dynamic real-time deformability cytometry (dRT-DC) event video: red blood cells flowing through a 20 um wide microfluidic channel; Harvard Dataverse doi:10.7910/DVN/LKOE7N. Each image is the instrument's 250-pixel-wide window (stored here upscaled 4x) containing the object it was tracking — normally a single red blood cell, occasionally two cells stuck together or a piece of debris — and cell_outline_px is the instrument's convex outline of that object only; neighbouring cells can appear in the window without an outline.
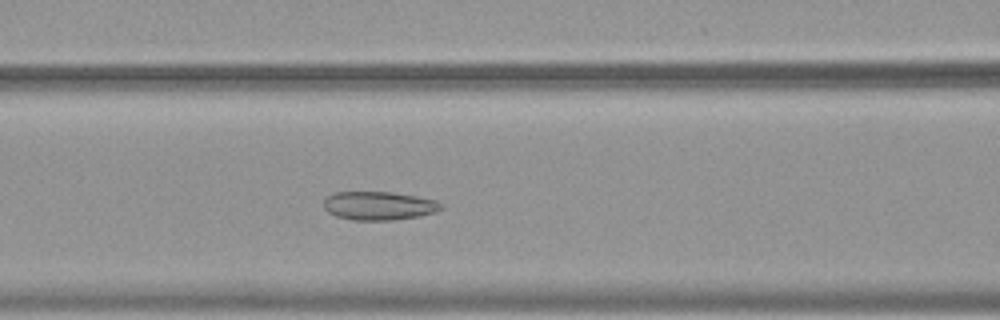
{"species": "common noctule bat (a hibernating species)", "species_latin": "Nyctalus noctula", "temperature_condition": "warm", "stored_images_in_passage": 51, "camera_frame_rate_fps": 3000, "um_per_image_px": 0.085, "animal": {"sex": "female", "body_mass_g": 19.9}, "frame": {"image": 1, "passage_image": 20, "time_ms": 6.333, "image_size_px": [1000, 320], "cell_outline_px": [[444, 208], [436, 212], [420, 216], [392, 220], [352, 220], [336, 216], [328, 212], [324, 208], [324, 200], [332, 192], [392, 192], [416, 196], [436, 200], [444, 204]], "centroid_in_image_um": [32.23, 17.49], "position_along_channel_um": 134.4, "area_um2": 19.71}}
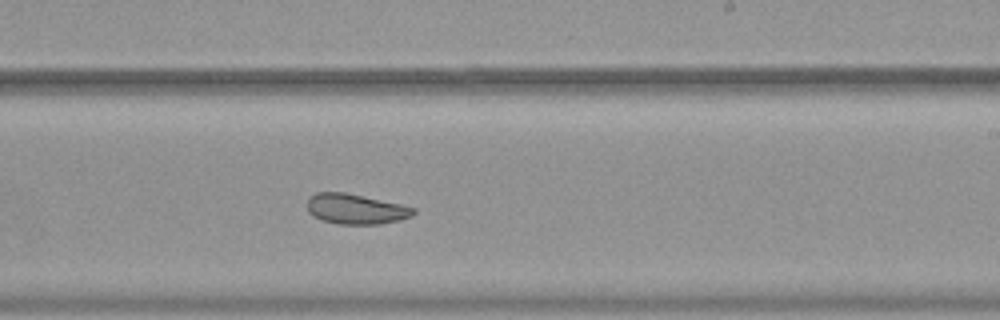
{"frame": {"image": 2, "passage_image": 30, "time_ms": 9.667, "image_size_px": [1000, 320], "cell_outline_px": [[416, 212], [412, 216], [400, 220], [380, 224], [336, 224], [320, 220], [312, 216], [308, 212], [308, 196], [316, 192], [344, 192], [400, 204], [416, 208]], "centroid_in_image_um": [30.21, 17.77], "position_along_channel_um": 258.8, "area_um2": 18.84}}
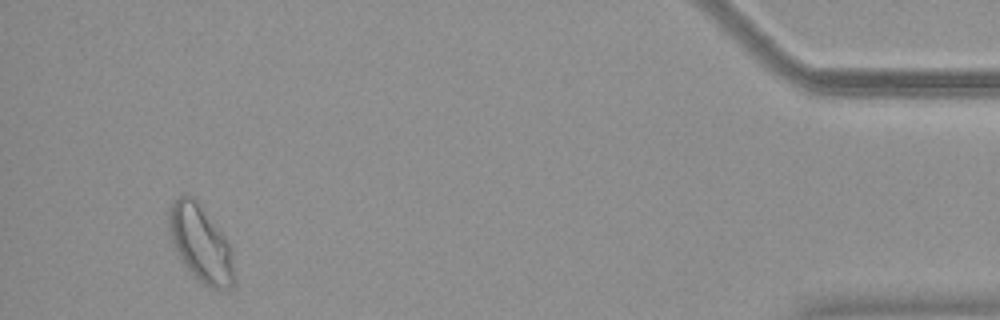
{"frame": {"image": 3, "passage_image": 48, "time_ms": 15.667, "image_size_px": [1000, 320], "cell_outline_px": [[232, 284], [228, 288], [208, 288], [184, 264], [172, 240], [168, 224], [168, 208], [172, 200], [176, 196], [184, 192], [192, 196], [196, 200], [228, 240], [232, 248]], "centroid_in_image_um": [17.02, 20.6], "position_along_channel_um": 418.2, "area_um2": 28.61}, "authors_computed_cell_mechanics": {"area_um2": 23.8136, "velocity_mm_per_s": 3.743, "shape_relaxation_time_tau1_ms": null, "shape_relaxation_time_tau2_ms": 3.2328, "deformation_change_tau1": null, "deformation_change_tau2": 0.0653}}